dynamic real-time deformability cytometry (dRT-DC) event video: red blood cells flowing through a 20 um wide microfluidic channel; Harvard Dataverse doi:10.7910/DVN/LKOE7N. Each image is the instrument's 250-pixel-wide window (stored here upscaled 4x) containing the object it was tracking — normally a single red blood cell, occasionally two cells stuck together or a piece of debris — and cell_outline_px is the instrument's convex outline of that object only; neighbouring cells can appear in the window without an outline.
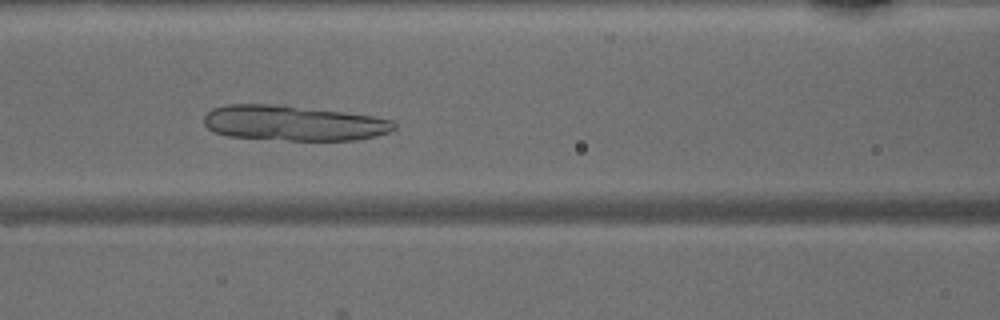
{"species": "common noctule bat (a hibernating species)", "species_latin": "Nyctalus noctula", "temperature_condition": "warm", "stored_images_in_passage": 49, "camera_frame_rate_fps": 3000, "um_per_image_px": 0.085, "animal": {"sex": "male", "body_mass_g": 15.6}, "frame": {"image": 1, "passage_image": 21, "time_ms": 6.667, "image_size_px": [1000, 320], "cell_outline_px": [[396, 128], [388, 132], [376, 136], [356, 140], [288, 140], [228, 136], [212, 132], [204, 124], [204, 116], [212, 108], [228, 104], [272, 104], [344, 112], [372, 116], [396, 120]], "centroid_in_image_um": [24.94, 10.46], "position_along_channel_um": 141.7, "area_um2": 39.07}}
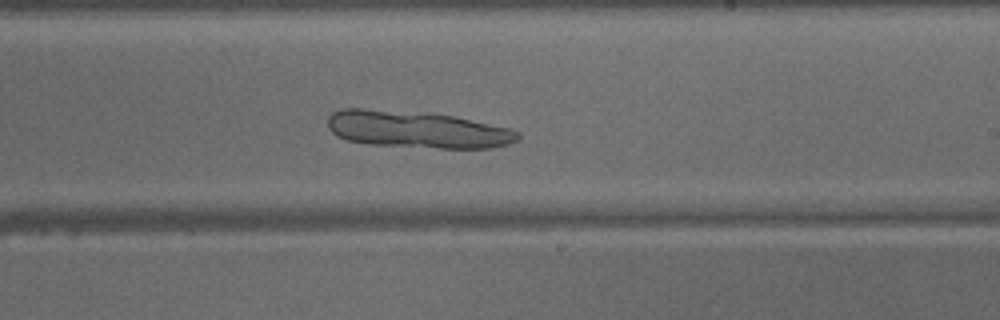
{"frame": {"image": 2, "passage_image": 29, "time_ms": 9.333, "image_size_px": [1000, 320], "cell_outline_px": [[520, 136], [516, 140], [508, 144], [492, 148], [440, 148], [368, 144], [348, 140], [336, 136], [328, 128], [328, 116], [332, 112], [340, 108], [364, 108], [452, 116], [512, 128], [520, 132]], "centroid_in_image_um": [35.43, 11.01], "position_along_channel_um": 253.6, "area_um2": 40.75}}
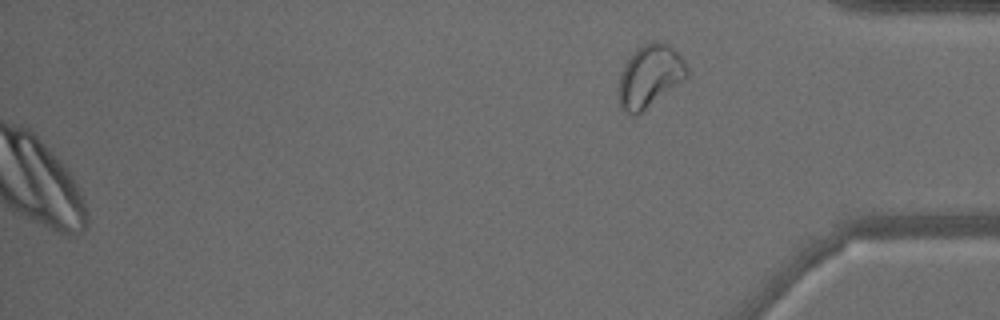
{"frame": {"image": 3, "passage_image": 49, "time_ms": 16.0, "image_size_px": [1000, 320], "cell_outline_px": [[688, 76], [684, 80], [636, 116], [632, 116], [624, 112], [620, 108], [620, 72], [624, 64], [632, 52], [636, 48], [648, 40], [656, 40], [668, 44], [684, 60], [688, 68]], "centroid_in_image_um": [55.23, 6.44], "position_along_channel_um": 380.0, "area_um2": 24.97}}